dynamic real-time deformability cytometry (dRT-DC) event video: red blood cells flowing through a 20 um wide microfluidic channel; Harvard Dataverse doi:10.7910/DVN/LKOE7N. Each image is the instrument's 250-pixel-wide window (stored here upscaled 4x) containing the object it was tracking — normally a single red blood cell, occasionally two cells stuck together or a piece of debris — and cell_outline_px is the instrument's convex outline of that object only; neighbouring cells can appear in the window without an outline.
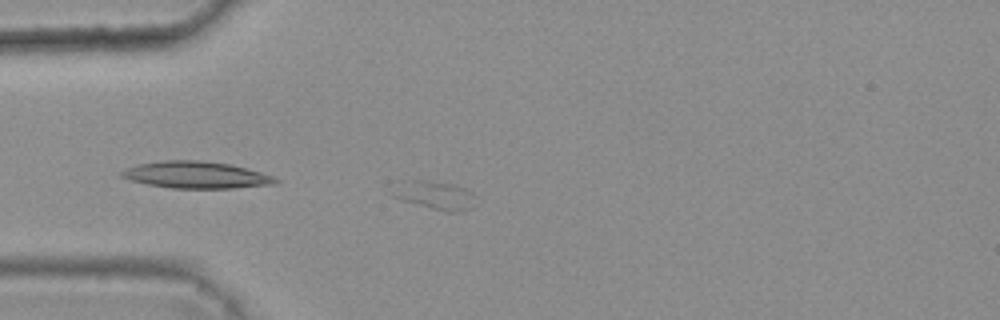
{"species": "common noctule bat (a hibernating species)", "species_latin": "Nyctalus noctula", "temperature_condition": "warm", "stored_images_in_passage": 1, "camera_frame_rate_fps": 3000, "um_per_image_px": 0.085, "animal": {"sex": "female", "body_mass_g": 25.1}, "frame": {"image": 1, "passage_image": 1, "time_ms": 0.0, "image_size_px": [1000, 320], "cell_outline_px": [[476, 196], [472, 208], [460, 212], [448, 212], [432, 208], [404, 200], [392, 196], [412, 180], [424, 180], [452, 184], [464, 188], [472, 192]], "centroid_in_image_um": [37.18, 16.63], "position_along_channel_um": 47.8, "area_um2": 12.83}}